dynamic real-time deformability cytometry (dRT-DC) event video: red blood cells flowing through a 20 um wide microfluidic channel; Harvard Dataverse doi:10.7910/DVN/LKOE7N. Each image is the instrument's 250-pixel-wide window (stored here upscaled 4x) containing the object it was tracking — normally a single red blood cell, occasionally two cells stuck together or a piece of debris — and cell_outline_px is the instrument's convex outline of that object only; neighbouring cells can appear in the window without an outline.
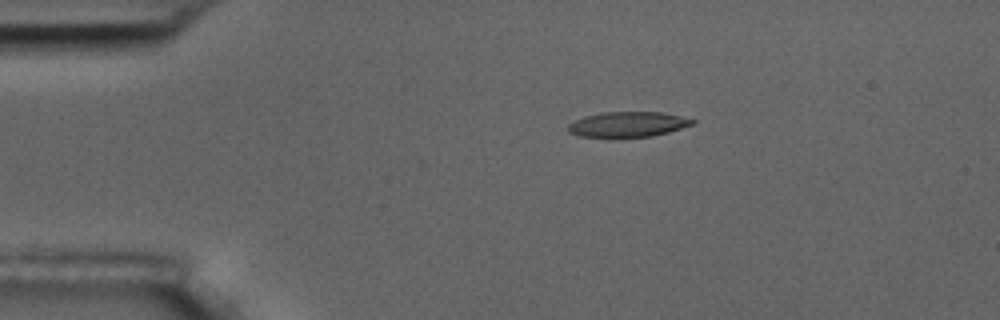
{"species": "common noctule bat (a hibernating species)", "species_latin": "Nyctalus noctula", "temperature_condition": "room temperature", "stored_images_in_passage": 4, "camera_frame_rate_fps": 3000, "um_per_image_px": 0.085, "animal": {"sex": "male", "body_mass_g": 17.5, "forearm_length_mm": 52.3}, "frame": {"image": 1, "passage_image": 3, "time_ms": 2.333, "image_size_px": [1000, 320], "cell_outline_px": [[696, 120], [692, 124], [668, 132], [652, 136], [580, 136], [568, 132], [568, 124], [584, 116], [600, 112], [660, 112], [680, 116]], "centroid_in_image_um": [53.34, 10.55], "position_along_channel_um": 31.7, "area_um2": 17.86}}